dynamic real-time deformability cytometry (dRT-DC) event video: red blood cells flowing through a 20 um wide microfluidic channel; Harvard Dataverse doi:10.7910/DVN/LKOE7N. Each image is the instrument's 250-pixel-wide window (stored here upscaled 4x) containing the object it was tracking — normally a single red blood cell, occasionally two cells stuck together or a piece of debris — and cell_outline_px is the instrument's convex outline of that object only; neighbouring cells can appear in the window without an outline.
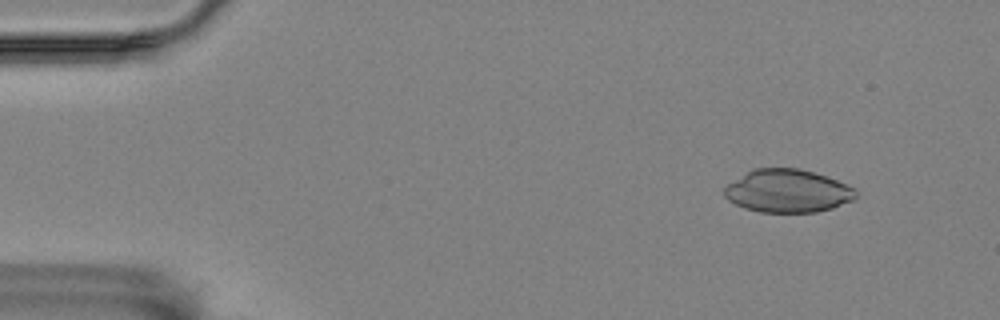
{"species": "Egyptian fruit bat (a non-hibernating species)", "species_latin": "Rousettus aegyptiacus", "temperature_condition": "room temperature", "stored_images_in_passage": 3, "camera_frame_rate_fps": 3000, "um_per_image_px": 0.085, "animal": {"sex": "female"}, "frame": {"image": 1, "passage_image": 1, "time_ms": 0.0, "image_size_px": [1000, 320], "cell_outline_px": [[856, 196], [852, 200], [832, 208], [816, 212], [760, 212], [744, 208], [728, 200], [724, 196], [724, 188], [728, 184], [752, 168], [800, 168], [836, 180], [856, 188]], "centroid_in_image_um": [66.93, 16.23], "position_along_channel_um": 18.1, "area_um2": 32.83}}